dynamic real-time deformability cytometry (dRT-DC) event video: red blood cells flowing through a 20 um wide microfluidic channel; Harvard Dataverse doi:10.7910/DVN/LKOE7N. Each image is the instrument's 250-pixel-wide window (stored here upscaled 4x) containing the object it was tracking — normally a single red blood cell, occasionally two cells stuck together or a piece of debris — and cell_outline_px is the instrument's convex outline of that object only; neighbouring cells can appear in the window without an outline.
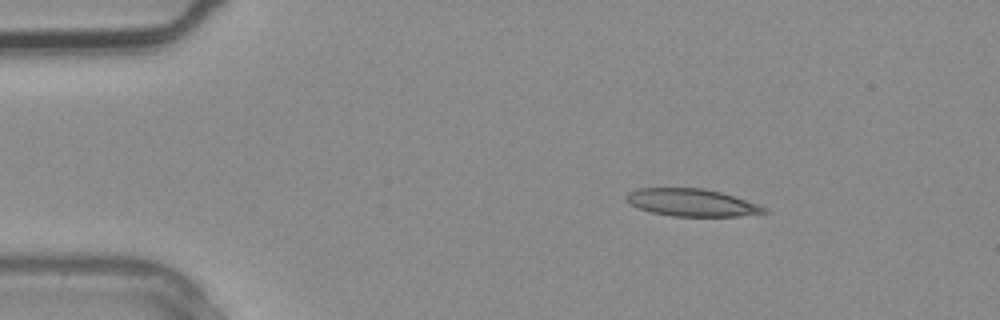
{"species": "common noctule bat (a hibernating species)", "species_latin": "Nyctalus noctula", "temperature_condition": "warm", "stored_images_in_passage": 2, "camera_frame_rate_fps": 3000, "um_per_image_px": 0.085, "animal": {"sex": "male", "body_mass_g": 20.4}, "frame": {"image": 1, "passage_image": 1, "time_ms": 0.0, "image_size_px": [1000, 320], "cell_outline_px": [[772, 212], [736, 216], [672, 216], [652, 212], [640, 208], [632, 204], [624, 196], [628, 192], [640, 188], [704, 188], [720, 192], [760, 204], [768, 208]], "centroid_in_image_um": [58.87, 17.22], "position_along_channel_um": 26.1, "area_um2": 21.96}}